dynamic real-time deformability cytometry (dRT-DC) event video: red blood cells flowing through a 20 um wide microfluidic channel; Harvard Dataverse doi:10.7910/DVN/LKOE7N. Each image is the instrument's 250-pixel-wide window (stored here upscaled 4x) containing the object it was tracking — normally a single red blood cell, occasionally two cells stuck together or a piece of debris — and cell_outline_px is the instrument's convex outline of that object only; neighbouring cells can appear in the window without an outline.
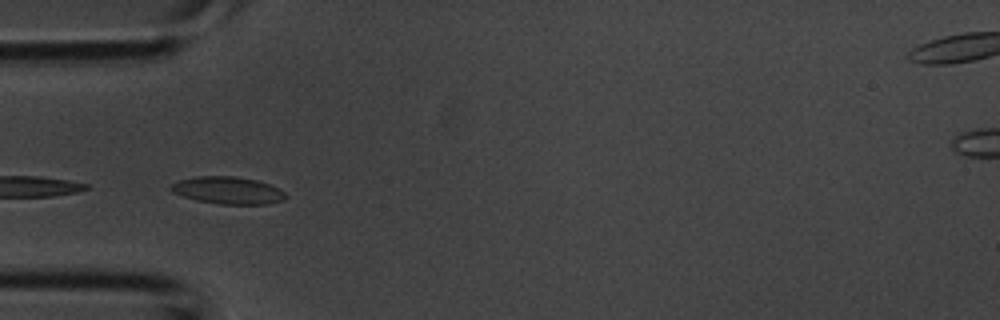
{"species": "common noctule bat (a hibernating species)", "species_latin": "Nyctalus noctula", "temperature_condition": "room temperature", "stored_images_in_passage": 4, "camera_frame_rate_fps": 3000, "um_per_image_px": 0.085, "animal": {"sex": "male", "body_mass_g": 20.1, "forearm_length_mm": 53.5}, "frame": {"image": 1, "passage_image": 3, "time_ms": 0.667, "image_size_px": [1000, 320], "cell_outline_px": [[288, 196], [284, 200], [268, 204], [216, 204], [196, 200], [172, 192], [168, 188], [172, 184], [180, 180], [196, 176], [236, 176], [256, 180], [268, 184], [284, 192]], "centroid_in_image_um": [19.36, 16.18], "position_along_channel_um": 65.6, "area_um2": 18.21}}
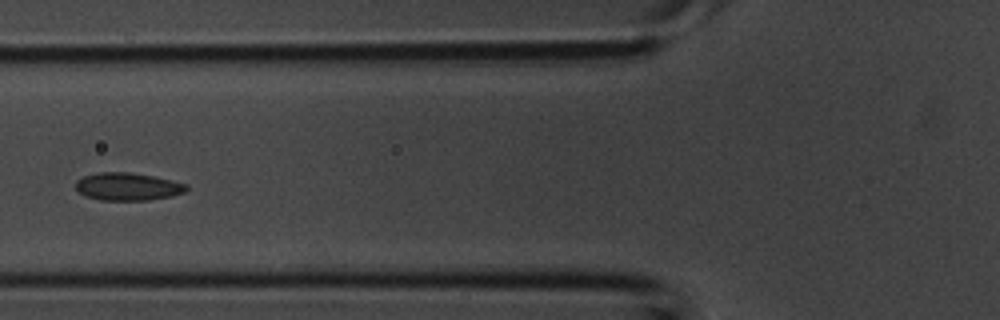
{"frame": {"image": 2, "passage_image": 4, "time_ms": 1.0, "image_size_px": [1000, 320], "cell_outline_px": [[188, 188], [184, 192], [172, 196], [148, 200], [100, 200], [84, 196], [76, 188], [76, 180], [84, 176], [96, 172], [132, 172], [172, 180], [188, 184]], "centroid_in_image_um": [10.85, 15.85], "position_along_channel_um": 114.9, "area_um2": 17.98}}